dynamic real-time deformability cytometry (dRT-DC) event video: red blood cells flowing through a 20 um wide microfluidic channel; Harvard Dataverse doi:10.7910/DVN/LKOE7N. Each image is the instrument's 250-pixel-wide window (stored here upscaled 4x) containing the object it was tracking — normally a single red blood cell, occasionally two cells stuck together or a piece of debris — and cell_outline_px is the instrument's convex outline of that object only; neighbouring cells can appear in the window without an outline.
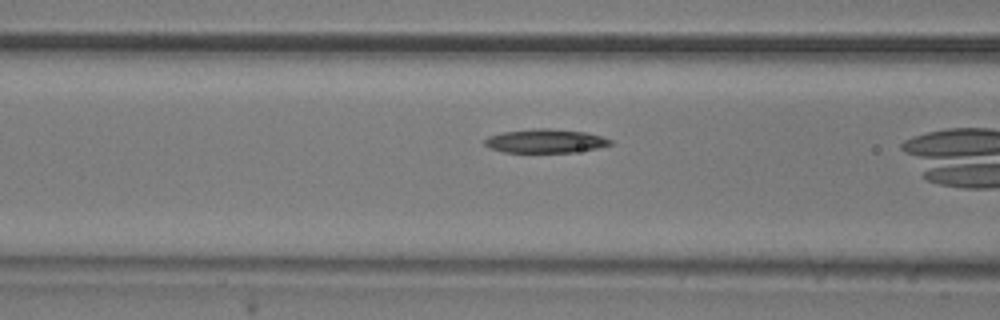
{"species": "common noctule bat (a hibernating species)", "species_latin": "Nyctalus noctula", "temperature_condition": "room temperature", "stored_images_in_passage": 4, "camera_frame_rate_fps": 3000, "um_per_image_px": 0.085, "animal": {"sex": "male", "body_mass_g": 20.5, "forearm_length_mm": 52.5}, "frame": {"image": 1, "passage_image": 3, "time_ms": 0.667, "image_size_px": [1000, 320], "cell_outline_px": [[616, 144], [596, 148], [572, 152], [504, 152], [488, 148], [484, 144], [484, 140], [488, 136], [504, 132], [536, 128], [548, 128], [584, 132], [600, 136], [612, 140]], "centroid_in_image_um": [46.35, 11.99], "position_along_channel_um": 120.2, "area_um2": 17.34}}